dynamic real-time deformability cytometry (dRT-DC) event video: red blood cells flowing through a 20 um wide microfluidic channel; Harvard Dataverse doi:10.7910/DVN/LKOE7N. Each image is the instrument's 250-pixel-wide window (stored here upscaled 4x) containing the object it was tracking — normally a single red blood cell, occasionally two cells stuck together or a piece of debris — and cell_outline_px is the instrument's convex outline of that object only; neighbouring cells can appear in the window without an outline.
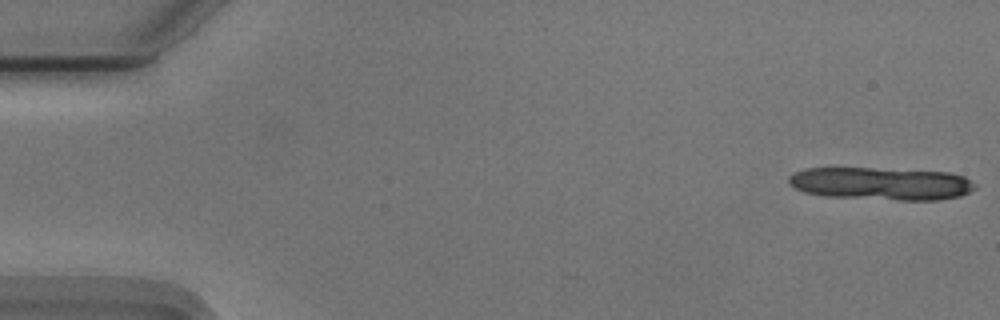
{"species": "Egyptian fruit bat (a non-hibernating species)", "species_latin": "Rousettus aegyptiacus", "temperature_condition": "cold", "stored_images_in_passage": 12, "camera_frame_rate_fps": 3000, "um_per_image_px": 0.085, "animal": {"sex": "male"}, "frame": {"image": 1, "passage_image": 1, "time_ms": 0.0, "image_size_px": [1000, 320], "cell_outline_px": [[976, 188], [960, 196], [940, 200], [896, 200], [824, 196], [804, 192], [788, 184], [788, 176], [804, 168], [872, 168], [948, 172], [964, 176], [976, 184]], "centroid_in_image_um": [74.89, 15.61], "position_along_channel_um": 10.1, "area_um2": 35.66}}